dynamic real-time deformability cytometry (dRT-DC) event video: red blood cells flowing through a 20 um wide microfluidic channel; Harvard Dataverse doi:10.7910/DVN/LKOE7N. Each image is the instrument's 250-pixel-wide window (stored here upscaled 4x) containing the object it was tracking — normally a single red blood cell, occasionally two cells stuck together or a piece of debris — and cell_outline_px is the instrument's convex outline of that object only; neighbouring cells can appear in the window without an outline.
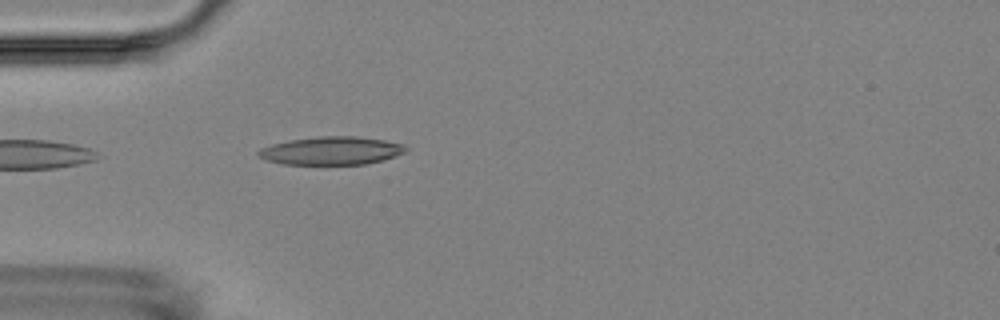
{"species": "Egyptian fruit bat (a non-hibernating species)", "species_latin": "Rousettus aegyptiacus", "temperature_condition": "room temperature", "stored_images_in_passage": 4, "camera_frame_rate_fps": 3000, "um_per_image_px": 0.085, "animal": {"sex": "female"}, "frame": {"image": 1, "passage_image": 4, "time_ms": 5.0, "image_size_px": [1000, 320], "cell_outline_px": [[408, 148], [404, 152], [384, 160], [364, 164], [284, 164], [268, 160], [256, 156], [256, 152], [260, 148], [272, 144], [288, 140], [320, 136], [356, 136], [384, 140], [404, 144]], "centroid_in_image_um": [28.15, 12.8], "position_along_channel_um": 56.9, "area_um2": 24.16}}